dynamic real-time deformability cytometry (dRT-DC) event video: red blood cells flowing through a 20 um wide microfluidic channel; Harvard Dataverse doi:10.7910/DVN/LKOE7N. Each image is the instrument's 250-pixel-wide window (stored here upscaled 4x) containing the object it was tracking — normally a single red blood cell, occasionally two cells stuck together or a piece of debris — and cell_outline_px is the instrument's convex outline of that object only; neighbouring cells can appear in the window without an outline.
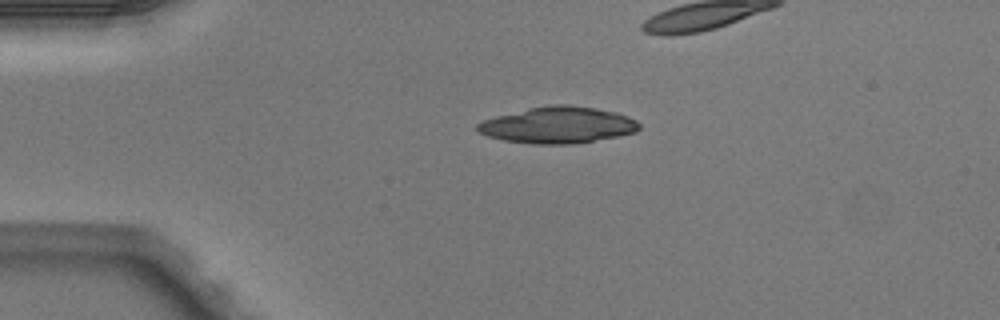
{"species": "Egyptian fruit bat (a non-hibernating species)", "species_latin": "Rousettus aegyptiacus", "temperature_condition": "warm", "stored_images_in_passage": 5, "camera_frame_rate_fps": 3000, "um_per_image_px": 0.085, "animal": {"sex": "male"}, "frame": {"image": 1, "passage_image": 3, "time_ms": 0.667, "image_size_px": [1000, 320], "cell_outline_px": [[640, 128], [636, 132], [620, 136], [576, 144], [532, 144], [504, 140], [488, 136], [480, 132], [476, 128], [476, 124], [484, 120], [496, 116], [528, 108], [552, 104], [568, 104], [596, 108], [616, 112], [628, 116], [636, 120], [640, 124]], "centroid_in_image_um": [47.46, 10.63], "position_along_channel_um": 37.5, "area_um2": 34.56}}